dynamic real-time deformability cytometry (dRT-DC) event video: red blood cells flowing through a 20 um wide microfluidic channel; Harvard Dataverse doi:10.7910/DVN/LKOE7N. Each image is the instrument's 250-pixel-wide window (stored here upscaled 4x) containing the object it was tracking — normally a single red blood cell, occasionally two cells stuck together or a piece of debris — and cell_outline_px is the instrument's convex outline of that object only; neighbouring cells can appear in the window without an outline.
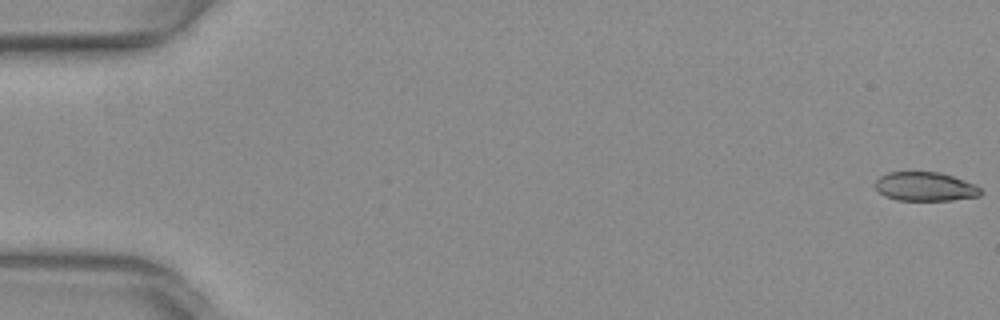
{"species": "common noctule bat (a hibernating species)", "species_latin": "Nyctalus noctula", "temperature_condition": "warm", "stored_images_in_passage": 9, "camera_frame_rate_fps": 3000, "um_per_image_px": 0.085, "animal": {"sex": "female", "body_mass_g": 29.2, "forearm_length_mm": 56.3}, "frame": {"image": 1, "passage_image": 1, "time_ms": 0.0, "image_size_px": [1000, 320], "cell_outline_px": [[980, 196], [952, 200], [896, 200], [884, 196], [876, 188], [876, 180], [880, 176], [888, 172], [940, 172], [964, 180], [980, 188]], "centroid_in_image_um": [78.61, 15.86], "position_along_channel_um": 6.4, "area_um2": 17.63}}